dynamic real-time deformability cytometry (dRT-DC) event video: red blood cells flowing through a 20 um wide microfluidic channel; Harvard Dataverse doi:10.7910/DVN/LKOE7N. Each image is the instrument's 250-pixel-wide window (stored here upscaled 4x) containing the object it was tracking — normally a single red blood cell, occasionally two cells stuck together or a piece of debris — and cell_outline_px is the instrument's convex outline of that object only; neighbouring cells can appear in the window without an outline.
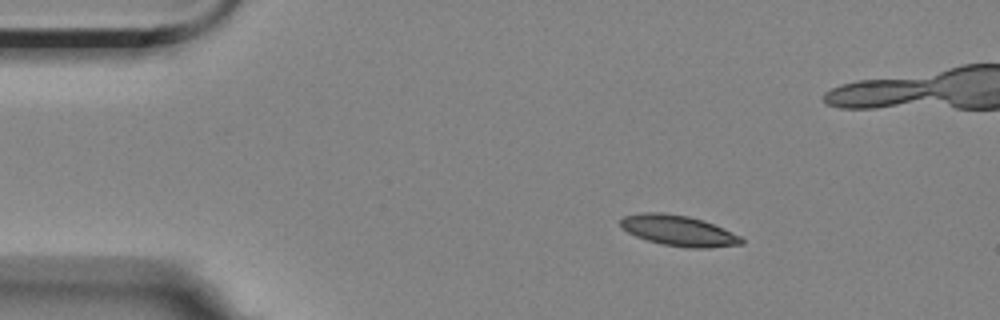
{"species": "Egyptian fruit bat (a non-hibernating species)", "species_latin": "Rousettus aegyptiacus", "temperature_condition": "room temperature", "stored_images_in_passage": 4, "camera_frame_rate_fps": 3000, "um_per_image_px": 0.085, "animal": {"sex": "female"}, "frame": {"image": 1, "passage_image": 1, "time_ms": 0.0, "image_size_px": [1000, 320], "cell_outline_px": [[744, 244], [708, 248], [688, 248], [664, 244], [648, 240], [636, 236], [628, 232], [620, 224], [620, 220], [624, 216], [644, 212], [660, 212], [688, 216], [704, 220], [724, 228], [740, 236], [744, 240]], "centroid_in_image_um": [57.72, 19.6], "position_along_channel_um": 27.3, "area_um2": 21.5}}